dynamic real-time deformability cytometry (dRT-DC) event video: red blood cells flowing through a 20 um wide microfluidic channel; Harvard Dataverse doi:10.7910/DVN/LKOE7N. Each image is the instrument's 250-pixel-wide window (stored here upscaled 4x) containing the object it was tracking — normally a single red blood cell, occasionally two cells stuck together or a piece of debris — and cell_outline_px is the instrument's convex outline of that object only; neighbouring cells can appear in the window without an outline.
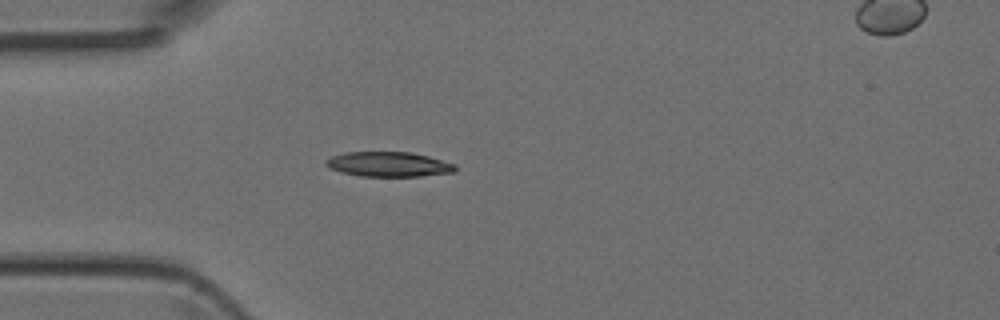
{"species": "Egyptian fruit bat (a non-hibernating species)", "species_latin": "Rousettus aegyptiacus", "temperature_condition": "room temperature", "stored_images_in_passage": 4, "segment_of_instrument_passage": [1, 2], "camera_frame_rate_fps": 3000, "um_per_image_px": 0.085, "animal": {"sex": "female"}, "frame": {"image": 1, "passage_image": 3, "time_ms": 0.667, "image_size_px": [1000, 320], "cell_outline_px": [[456, 172], [420, 176], [360, 176], [340, 172], [328, 168], [324, 164], [324, 160], [332, 156], [344, 152], [412, 152], [428, 156], [456, 164]], "centroid_in_image_um": [33.01, 13.96], "position_along_channel_um": 52.0, "area_um2": 18.9}}